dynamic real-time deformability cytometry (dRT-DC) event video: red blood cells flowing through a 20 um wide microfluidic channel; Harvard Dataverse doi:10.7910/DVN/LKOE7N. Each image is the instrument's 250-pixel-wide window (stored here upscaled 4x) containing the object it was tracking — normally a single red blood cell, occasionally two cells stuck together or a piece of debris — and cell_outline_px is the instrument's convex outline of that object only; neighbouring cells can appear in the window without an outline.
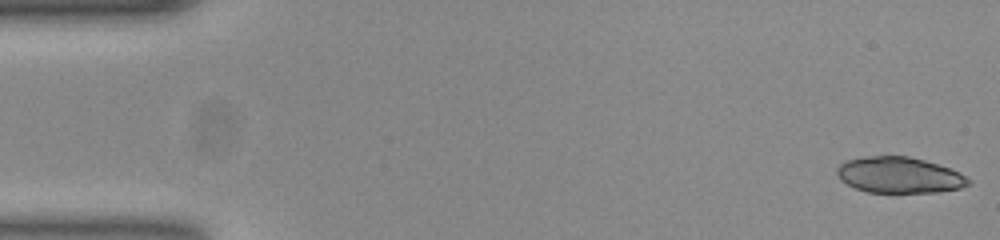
{"species": "common noctule bat (a hibernating species)", "species_latin": "Nyctalus noctula", "temperature_condition": "room temperature", "stored_images_in_passage": 53, "camera_frame_rate_fps": 3000, "um_per_image_px": 0.085, "animal": {"sex": "female", "body_mass_g": 23.0, "forearm_length_mm": 53.4}, "frame": {"image": 1, "passage_image": 1, "time_ms": 0.0, "image_size_px": [1000, 240], "cell_outline_px": [[972, 184], [960, 188], [936, 192], [868, 192], [856, 188], [840, 180], [836, 172], [836, 168], [840, 164], [848, 160], [864, 156], [908, 156], [924, 160], [948, 168], [972, 180]], "centroid_in_image_um": [76.42, 14.88], "position_along_channel_um": 8.6, "area_um2": 27.34}}
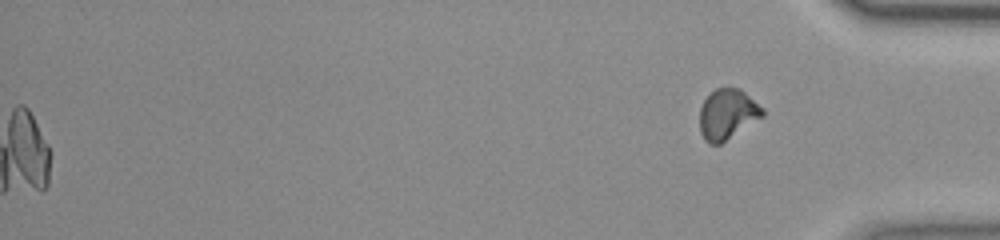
{"frame": {"image": 2, "passage_image": 53, "time_ms": 17.333, "image_size_px": [1000, 240], "cell_outline_px": [[764, 116], [720, 144], [708, 144], [704, 140], [700, 132], [700, 108], [704, 100], [716, 88], [740, 88], [764, 108]], "centroid_in_image_um": [61.83, 9.72], "position_along_channel_um": 373.4, "area_um2": 18.44}, "authors_computed_cell_mechanics": {"area_um2": 28.3798, "velocity_mm_per_s": 3.8638, "shape_relaxation_time_tau1_ms": null, "shape_relaxation_time_tau2_ms": 2.3871, "deformation_change_tau1": null, "deformation_change_tau2": 0.0701}}